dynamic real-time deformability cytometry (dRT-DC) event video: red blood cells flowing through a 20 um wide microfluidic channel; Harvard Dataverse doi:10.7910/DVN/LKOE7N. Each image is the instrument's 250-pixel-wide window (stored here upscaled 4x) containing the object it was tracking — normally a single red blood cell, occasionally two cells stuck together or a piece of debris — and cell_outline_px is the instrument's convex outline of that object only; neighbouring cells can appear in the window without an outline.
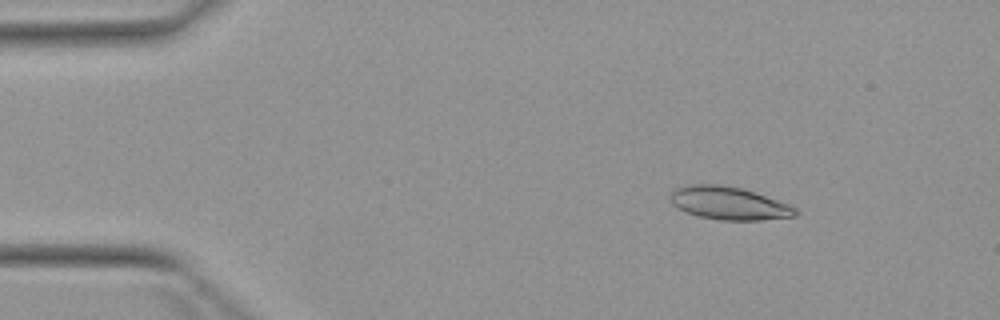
{"species": "Egyptian fruit bat (a non-hibernating species)", "species_latin": "Rousettus aegyptiacus", "temperature_condition": "warm", "stored_images_in_passage": 3, "camera_frame_rate_fps": 3000, "um_per_image_px": 0.085, "animal": {"sex": "female"}, "frame": {"image": 1, "passage_image": 2, "time_ms": 1.0, "image_size_px": [1000, 320], "cell_outline_px": [[800, 212], [796, 216], [760, 220], [720, 220], [700, 216], [684, 212], [672, 204], [668, 196], [672, 188], [688, 184], [724, 184], [740, 188], [788, 204], [796, 208]], "centroid_in_image_um": [61.88, 17.26], "position_along_channel_um": 23.1, "area_um2": 24.16}}